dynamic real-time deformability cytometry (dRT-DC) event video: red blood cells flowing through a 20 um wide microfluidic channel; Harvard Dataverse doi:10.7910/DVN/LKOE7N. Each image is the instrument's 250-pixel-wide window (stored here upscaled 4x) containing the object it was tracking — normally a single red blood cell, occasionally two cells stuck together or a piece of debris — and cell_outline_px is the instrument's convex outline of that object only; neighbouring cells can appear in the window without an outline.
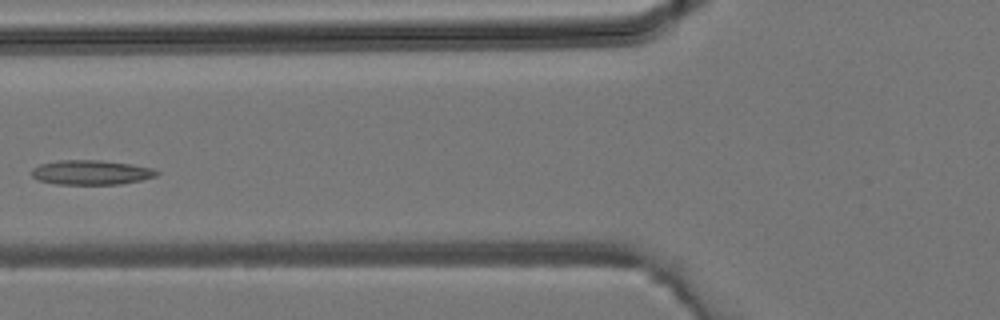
{"species": "common noctule bat (a hibernating species)", "species_latin": "Nyctalus noctula", "temperature_condition": "room temperature", "stored_images_in_passage": 3, "camera_frame_rate_fps": 3000, "um_per_image_px": 0.085, "animal": {"sex": "male", "body_mass_g": 19.2, "forearm_length_mm": 51.8}, "frame": {"image": 1, "passage_image": 3, "time_ms": 0.667, "image_size_px": [1000, 320], "cell_outline_px": [[160, 172], [156, 176], [140, 180], [120, 184], [56, 184], [40, 180], [32, 176], [32, 168], [40, 164], [60, 160], [100, 160], [132, 164], [152, 168]], "centroid_in_image_um": [7.75, 14.65], "position_along_channel_um": 118.0, "area_um2": 17.8}}